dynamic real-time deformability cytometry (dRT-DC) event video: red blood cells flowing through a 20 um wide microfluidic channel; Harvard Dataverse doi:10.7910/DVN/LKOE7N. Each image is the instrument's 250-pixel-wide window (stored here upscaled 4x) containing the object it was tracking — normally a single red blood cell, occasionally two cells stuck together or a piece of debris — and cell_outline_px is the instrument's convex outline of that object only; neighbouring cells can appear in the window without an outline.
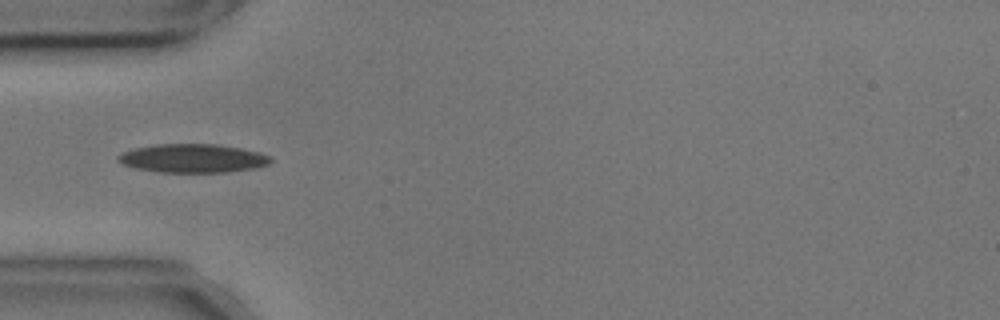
{"species": "common noctule bat (a hibernating species)", "species_latin": "Nyctalus noctula", "temperature_condition": "cold", "stored_images_in_passage": 38, "camera_frame_rate_fps": 3000, "um_per_image_px": 0.085, "animal": {"sex": "male", "body_mass_g": 17.9, "forearm_length_mm": 54.2}, "frame": {"image": 1, "passage_image": 6, "time_ms": 1.667, "image_size_px": [1000, 320], "cell_outline_px": [[272, 160], [268, 164], [252, 168], [228, 172], [160, 172], [136, 168], [124, 164], [116, 160], [116, 156], [124, 152], [136, 148], [156, 144], [212, 144], [240, 148], [260, 152], [272, 156]], "centroid_in_image_um": [16.4, 13.45], "position_along_channel_um": 68.6, "area_um2": 25.26}, "authors_computed_cell_mechanics": {"area_um2": 23.2934, "velocity_mm_per_s": 3.5764, "shape_relaxation_time_tau1_ms": 7.532, "shape_relaxation_time_tau2_ms": 4.0497, "deformation_change_tau1": 0.1783, "deformation_change_tau2": 0.1286}}